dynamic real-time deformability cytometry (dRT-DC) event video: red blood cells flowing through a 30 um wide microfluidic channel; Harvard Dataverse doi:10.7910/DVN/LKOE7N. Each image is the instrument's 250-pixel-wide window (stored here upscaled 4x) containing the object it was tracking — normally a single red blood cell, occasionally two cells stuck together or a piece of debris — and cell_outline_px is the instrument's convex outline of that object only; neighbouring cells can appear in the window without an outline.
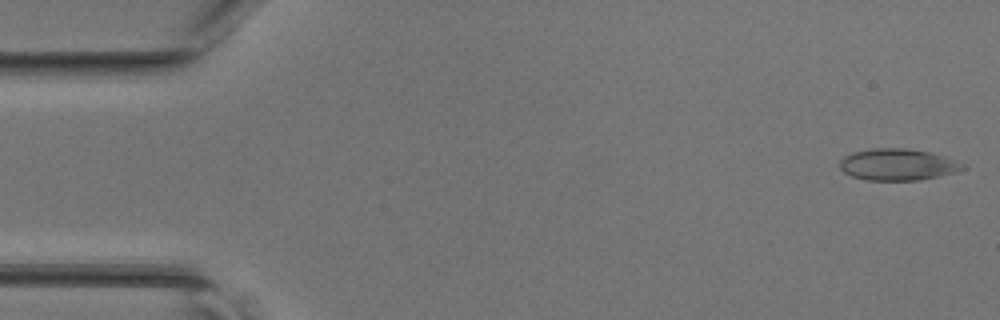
{"species": "common noctule bat (a hibernating species)", "species_latin": "Nyctalus noctula", "temperature_condition": "room temperature", "stored_images_in_passage": 45, "camera_frame_rate_fps": 3000, "um_per_image_px": 0.085, "animal": {"sex": "female", "body_mass_g": 17.0, "forearm_length_mm": 48.0}, "frame": {"image": 1, "passage_image": 1, "time_ms": 0.0, "image_size_px": [1000, 320], "cell_outline_px": [[964, 168], [956, 172], [920, 180], [868, 180], [852, 176], [844, 172], [840, 168], [840, 160], [844, 156], [852, 152], [876, 148], [908, 148], [928, 152], [944, 156], [956, 160]], "centroid_in_image_um": [76.27, 13.98], "position_along_channel_um": 8.7, "area_um2": 22.43}}
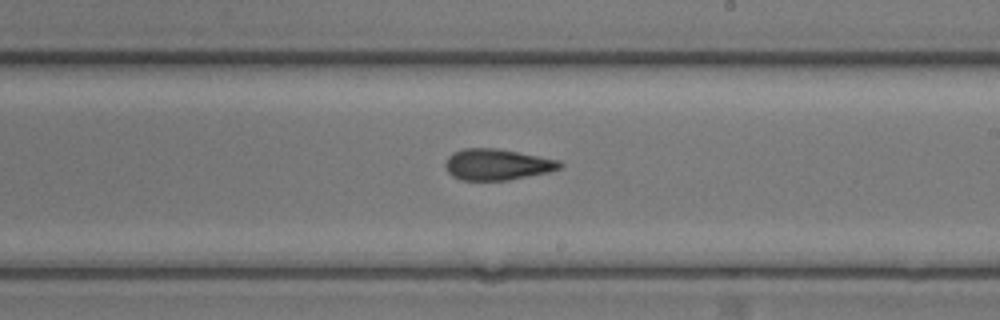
{"frame": {"image": 2, "passage_image": 26, "time_ms": 8.333, "image_size_px": [1000, 320], "cell_outline_px": [[564, 164], [560, 168], [548, 172], [508, 180], [460, 180], [452, 176], [448, 172], [444, 164], [448, 156], [452, 152], [464, 148], [496, 148], [540, 156], [560, 160]], "centroid_in_image_um": [42.24, 13.98], "position_along_channel_um": 246.8, "area_um2": 20.87}}
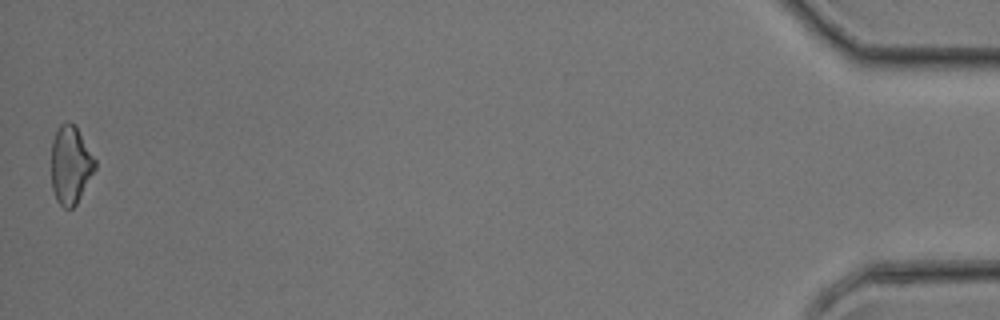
{"frame": {"image": 3, "passage_image": 45, "time_ms": 14.667, "image_size_px": [1000, 320], "cell_outline_px": [[96, 168], [76, 204], [72, 208], [64, 208], [56, 200], [52, 188], [52, 140], [60, 124], [76, 124], [96, 160]], "centroid_in_image_um": [6.01, 14.02], "position_along_channel_um": 429.2, "area_um2": 19.77}}